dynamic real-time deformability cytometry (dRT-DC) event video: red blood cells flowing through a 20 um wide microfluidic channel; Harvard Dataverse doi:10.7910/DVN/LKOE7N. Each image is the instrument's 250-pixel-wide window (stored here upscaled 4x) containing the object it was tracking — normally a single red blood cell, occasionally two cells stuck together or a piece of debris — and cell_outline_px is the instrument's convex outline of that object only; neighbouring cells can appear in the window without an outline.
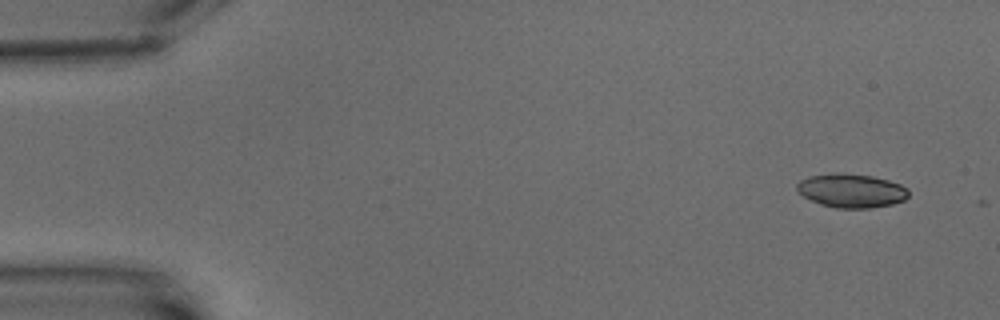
{"species": "common noctule bat (a hibernating species)", "species_latin": "Nyctalus noctula", "temperature_condition": "warm", "stored_images_in_passage": 5, "camera_frame_rate_fps": 3000, "um_per_image_px": 0.085, "animal": {"sex": "male", "body_mass_g": 15.6}, "frame": {"image": 1, "passage_image": 1, "time_ms": 0.0, "image_size_px": [1000, 320], "cell_outline_px": [[908, 196], [904, 200], [892, 204], [868, 208], [836, 208], [820, 204], [804, 196], [796, 188], [796, 184], [800, 180], [808, 176], [836, 172], [840, 172], [872, 176], [888, 180], [900, 184], [908, 188]], "centroid_in_image_um": [72.36, 16.19], "position_along_channel_um": 12.6, "area_um2": 22.02}}
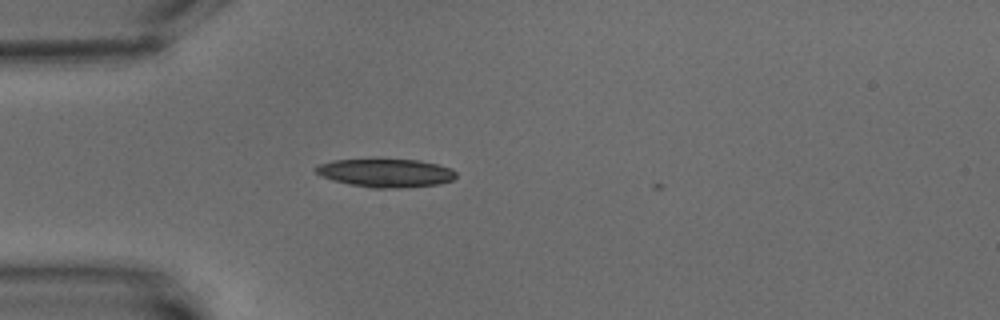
{"frame": {"image": 2, "passage_image": 5, "time_ms": 4.667, "image_size_px": [1000, 320], "cell_outline_px": [[456, 176], [452, 180], [440, 184], [404, 188], [372, 188], [332, 180], [320, 176], [312, 168], [316, 164], [332, 160], [420, 160], [452, 168], [456, 172]], "centroid_in_image_um": [32.77, 14.71], "position_along_channel_um": 52.2, "area_um2": 23.24}}